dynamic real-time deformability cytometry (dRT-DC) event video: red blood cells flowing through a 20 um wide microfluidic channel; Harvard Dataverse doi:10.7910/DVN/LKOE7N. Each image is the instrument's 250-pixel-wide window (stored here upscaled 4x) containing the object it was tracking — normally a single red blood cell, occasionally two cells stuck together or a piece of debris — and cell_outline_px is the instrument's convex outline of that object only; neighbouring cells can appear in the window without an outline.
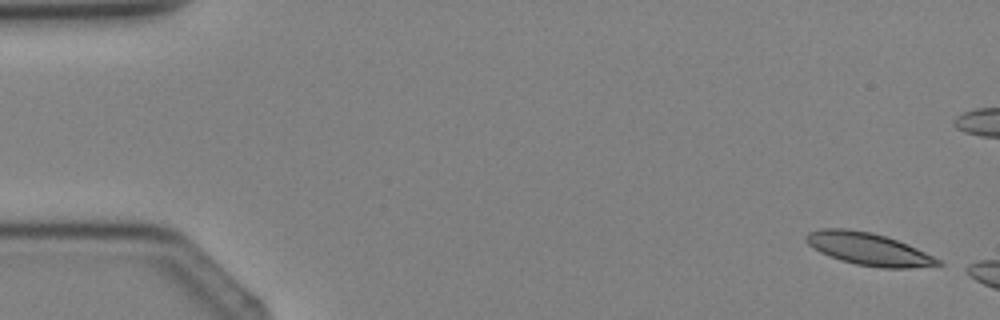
{"species": "Egyptian fruit bat (a non-hibernating species)", "species_latin": "Rousettus aegyptiacus", "temperature_condition": "cold", "stored_images_in_passage": 2, "segment_of_instrument_passage": [2, 2], "camera_frame_rate_fps": 3000, "um_per_image_px": 0.085, "animal": {"sex": "female"}, "frame": {"image": 1, "passage_image": 2, "time_ms": 1.333, "image_size_px": [1000, 320], "cell_outline_px": [[944, 264], [908, 268], [880, 268], [856, 264], [840, 260], [828, 256], [812, 248], [804, 240], [804, 236], [808, 232], [820, 228], [844, 228], [872, 232], [908, 244], [940, 260]], "centroid_in_image_um": [73.75, 21.16], "position_along_channel_um": 11.2, "area_um2": 24.91}}